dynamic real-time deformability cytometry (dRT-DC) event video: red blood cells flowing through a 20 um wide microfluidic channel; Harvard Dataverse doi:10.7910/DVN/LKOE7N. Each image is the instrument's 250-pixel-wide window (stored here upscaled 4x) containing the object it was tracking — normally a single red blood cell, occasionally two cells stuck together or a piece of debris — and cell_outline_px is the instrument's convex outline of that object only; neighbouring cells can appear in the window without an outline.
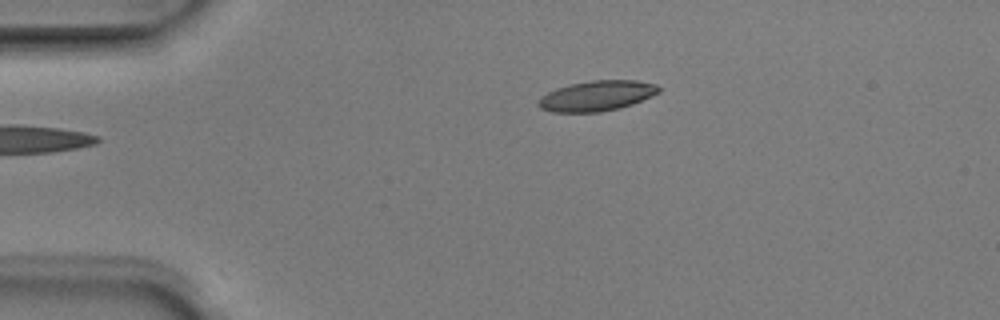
{"species": "Egyptian fruit bat (a non-hibernating species)", "species_latin": "Rousettus aegyptiacus", "temperature_condition": "room temperature", "stored_images_in_passage": 3, "camera_frame_rate_fps": 3000, "um_per_image_px": 0.085, "animal": {"sex": "male"}, "frame": {"image": 1, "passage_image": 3, "time_ms": 0.667, "image_size_px": [1000, 320], "cell_outline_px": [[660, 92], [652, 96], [632, 104], [620, 108], [600, 112], [552, 112], [540, 108], [536, 104], [540, 96], [556, 88], [572, 84], [592, 80], [636, 80], [656, 84], [660, 88]], "centroid_in_image_um": [50.72, 8.15], "position_along_channel_um": 34.3, "area_um2": 21.33}}